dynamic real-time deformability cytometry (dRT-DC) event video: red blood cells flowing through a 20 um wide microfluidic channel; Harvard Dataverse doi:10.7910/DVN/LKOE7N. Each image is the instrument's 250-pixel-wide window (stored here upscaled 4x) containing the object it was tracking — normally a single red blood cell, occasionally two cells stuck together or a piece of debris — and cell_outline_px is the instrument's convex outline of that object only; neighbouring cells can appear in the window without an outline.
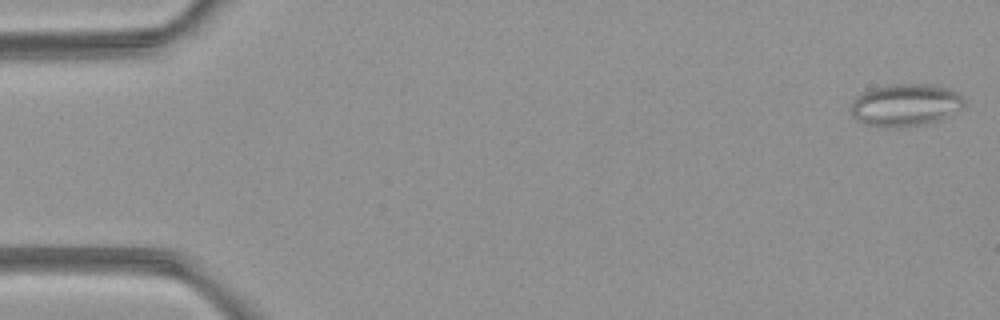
{"species": "common noctule bat (a hibernating species)", "species_latin": "Nyctalus noctula", "temperature_condition": "room temperature", "stored_images_in_passage": 4, "camera_frame_rate_fps": 3000, "um_per_image_px": 0.085, "animal": {"sex": "female", "body_mass_g": 21.9}, "frame": {"image": 1, "passage_image": 4, "time_ms": 4.333, "image_size_px": [1000, 320], "cell_outline_px": [[964, 108], [936, 120], [924, 124], [900, 128], [876, 128], [864, 124], [856, 120], [852, 116], [852, 100], [856, 96], [872, 88], [892, 84], [932, 84], [948, 88], [956, 92], [964, 100]], "centroid_in_image_um": [76.92, 8.94], "position_along_channel_um": 8.1, "area_um2": 28.21}}